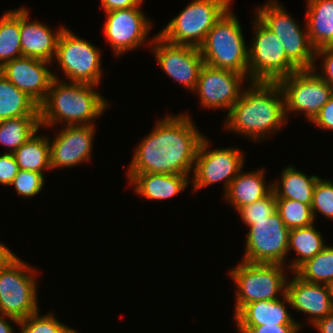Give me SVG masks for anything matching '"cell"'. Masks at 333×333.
I'll return each mask as SVG.
<instances>
[{"instance_id": "obj_1", "label": "cell", "mask_w": 333, "mask_h": 333, "mask_svg": "<svg viewBox=\"0 0 333 333\" xmlns=\"http://www.w3.org/2000/svg\"><path fill=\"white\" fill-rule=\"evenodd\" d=\"M195 127L187 114L167 115L157 120L154 129L136 146L127 174L190 176L204 137Z\"/></svg>"}, {"instance_id": "obj_2", "label": "cell", "mask_w": 333, "mask_h": 333, "mask_svg": "<svg viewBox=\"0 0 333 333\" xmlns=\"http://www.w3.org/2000/svg\"><path fill=\"white\" fill-rule=\"evenodd\" d=\"M227 112L226 128L253 141L276 134L287 123L284 96L277 82H250Z\"/></svg>"}, {"instance_id": "obj_3", "label": "cell", "mask_w": 333, "mask_h": 333, "mask_svg": "<svg viewBox=\"0 0 333 333\" xmlns=\"http://www.w3.org/2000/svg\"><path fill=\"white\" fill-rule=\"evenodd\" d=\"M53 77L47 96L39 105L40 126L53 127L64 122L66 126L95 125L93 120L104 113L109 103L96 91L97 86L61 82L55 73Z\"/></svg>"}, {"instance_id": "obj_4", "label": "cell", "mask_w": 333, "mask_h": 333, "mask_svg": "<svg viewBox=\"0 0 333 333\" xmlns=\"http://www.w3.org/2000/svg\"><path fill=\"white\" fill-rule=\"evenodd\" d=\"M204 64L244 74L249 79L248 50L239 20L229 8L199 47Z\"/></svg>"}, {"instance_id": "obj_5", "label": "cell", "mask_w": 333, "mask_h": 333, "mask_svg": "<svg viewBox=\"0 0 333 333\" xmlns=\"http://www.w3.org/2000/svg\"><path fill=\"white\" fill-rule=\"evenodd\" d=\"M232 0H193L158 33L177 45L199 48L210 29L231 7Z\"/></svg>"}, {"instance_id": "obj_6", "label": "cell", "mask_w": 333, "mask_h": 333, "mask_svg": "<svg viewBox=\"0 0 333 333\" xmlns=\"http://www.w3.org/2000/svg\"><path fill=\"white\" fill-rule=\"evenodd\" d=\"M285 266L281 264L249 263L241 261L230 270L229 276L237 286L236 315L246 304L279 299L286 293Z\"/></svg>"}, {"instance_id": "obj_7", "label": "cell", "mask_w": 333, "mask_h": 333, "mask_svg": "<svg viewBox=\"0 0 333 333\" xmlns=\"http://www.w3.org/2000/svg\"><path fill=\"white\" fill-rule=\"evenodd\" d=\"M34 271L16 255L0 268V314L20 321L39 311Z\"/></svg>"}, {"instance_id": "obj_8", "label": "cell", "mask_w": 333, "mask_h": 333, "mask_svg": "<svg viewBox=\"0 0 333 333\" xmlns=\"http://www.w3.org/2000/svg\"><path fill=\"white\" fill-rule=\"evenodd\" d=\"M257 17L281 41L287 58L299 69H313L315 66V49L309 34L300 28L290 17L285 8L276 0H271L256 9Z\"/></svg>"}, {"instance_id": "obj_9", "label": "cell", "mask_w": 333, "mask_h": 333, "mask_svg": "<svg viewBox=\"0 0 333 333\" xmlns=\"http://www.w3.org/2000/svg\"><path fill=\"white\" fill-rule=\"evenodd\" d=\"M253 42L248 50L250 82H278L299 69L287 58L277 36L257 17Z\"/></svg>"}, {"instance_id": "obj_10", "label": "cell", "mask_w": 333, "mask_h": 333, "mask_svg": "<svg viewBox=\"0 0 333 333\" xmlns=\"http://www.w3.org/2000/svg\"><path fill=\"white\" fill-rule=\"evenodd\" d=\"M55 58L70 82L96 86L101 82L100 50L65 27L58 37Z\"/></svg>"}, {"instance_id": "obj_11", "label": "cell", "mask_w": 333, "mask_h": 333, "mask_svg": "<svg viewBox=\"0 0 333 333\" xmlns=\"http://www.w3.org/2000/svg\"><path fill=\"white\" fill-rule=\"evenodd\" d=\"M313 69H301L280 79L279 84L288 112H304L311 122L333 95L332 87Z\"/></svg>"}, {"instance_id": "obj_12", "label": "cell", "mask_w": 333, "mask_h": 333, "mask_svg": "<svg viewBox=\"0 0 333 333\" xmlns=\"http://www.w3.org/2000/svg\"><path fill=\"white\" fill-rule=\"evenodd\" d=\"M246 237L242 261L249 263L285 264L290 230L275 211L262 220H253Z\"/></svg>"}, {"instance_id": "obj_13", "label": "cell", "mask_w": 333, "mask_h": 333, "mask_svg": "<svg viewBox=\"0 0 333 333\" xmlns=\"http://www.w3.org/2000/svg\"><path fill=\"white\" fill-rule=\"evenodd\" d=\"M209 140L203 137L193 168V188L199 190L217 182H224V192L244 165V155L237 148L209 150Z\"/></svg>"}, {"instance_id": "obj_14", "label": "cell", "mask_w": 333, "mask_h": 333, "mask_svg": "<svg viewBox=\"0 0 333 333\" xmlns=\"http://www.w3.org/2000/svg\"><path fill=\"white\" fill-rule=\"evenodd\" d=\"M151 40L152 51L161 69L174 81L194 92L204 65L199 48L169 43L158 34Z\"/></svg>"}, {"instance_id": "obj_15", "label": "cell", "mask_w": 333, "mask_h": 333, "mask_svg": "<svg viewBox=\"0 0 333 333\" xmlns=\"http://www.w3.org/2000/svg\"><path fill=\"white\" fill-rule=\"evenodd\" d=\"M105 13L104 35L116 56L144 45L152 25L140 6Z\"/></svg>"}, {"instance_id": "obj_16", "label": "cell", "mask_w": 333, "mask_h": 333, "mask_svg": "<svg viewBox=\"0 0 333 333\" xmlns=\"http://www.w3.org/2000/svg\"><path fill=\"white\" fill-rule=\"evenodd\" d=\"M246 78L244 74L204 64L194 93L199 95L201 106L211 109L224 108L229 112L243 92V82H249Z\"/></svg>"}, {"instance_id": "obj_17", "label": "cell", "mask_w": 333, "mask_h": 333, "mask_svg": "<svg viewBox=\"0 0 333 333\" xmlns=\"http://www.w3.org/2000/svg\"><path fill=\"white\" fill-rule=\"evenodd\" d=\"M48 64L50 62L45 60L22 56L6 62L0 72L16 88L40 105L54 79L53 72L47 68Z\"/></svg>"}, {"instance_id": "obj_18", "label": "cell", "mask_w": 333, "mask_h": 333, "mask_svg": "<svg viewBox=\"0 0 333 333\" xmlns=\"http://www.w3.org/2000/svg\"><path fill=\"white\" fill-rule=\"evenodd\" d=\"M64 127L49 143L51 169L69 168L91 159L95 125Z\"/></svg>"}, {"instance_id": "obj_19", "label": "cell", "mask_w": 333, "mask_h": 333, "mask_svg": "<svg viewBox=\"0 0 333 333\" xmlns=\"http://www.w3.org/2000/svg\"><path fill=\"white\" fill-rule=\"evenodd\" d=\"M286 284V296L290 307L311 316L310 323L316 324L333 311L326 284L310 283L302 280L296 274Z\"/></svg>"}, {"instance_id": "obj_20", "label": "cell", "mask_w": 333, "mask_h": 333, "mask_svg": "<svg viewBox=\"0 0 333 333\" xmlns=\"http://www.w3.org/2000/svg\"><path fill=\"white\" fill-rule=\"evenodd\" d=\"M28 9L20 7V39L22 56L52 62L56 54L58 37L64 27L57 32L39 22H30Z\"/></svg>"}, {"instance_id": "obj_21", "label": "cell", "mask_w": 333, "mask_h": 333, "mask_svg": "<svg viewBox=\"0 0 333 333\" xmlns=\"http://www.w3.org/2000/svg\"><path fill=\"white\" fill-rule=\"evenodd\" d=\"M290 305L286 294L271 301H256L246 304L234 315L237 327H257L262 325H302L295 321L287 310Z\"/></svg>"}, {"instance_id": "obj_22", "label": "cell", "mask_w": 333, "mask_h": 333, "mask_svg": "<svg viewBox=\"0 0 333 333\" xmlns=\"http://www.w3.org/2000/svg\"><path fill=\"white\" fill-rule=\"evenodd\" d=\"M137 195L150 200H165L179 194L189 185V176L177 174H127Z\"/></svg>"}, {"instance_id": "obj_23", "label": "cell", "mask_w": 333, "mask_h": 333, "mask_svg": "<svg viewBox=\"0 0 333 333\" xmlns=\"http://www.w3.org/2000/svg\"><path fill=\"white\" fill-rule=\"evenodd\" d=\"M264 169L242 172L231 181L224 198L238 211L241 207L250 205L266 197L272 191V184L265 185Z\"/></svg>"}, {"instance_id": "obj_24", "label": "cell", "mask_w": 333, "mask_h": 333, "mask_svg": "<svg viewBox=\"0 0 333 333\" xmlns=\"http://www.w3.org/2000/svg\"><path fill=\"white\" fill-rule=\"evenodd\" d=\"M306 27L315 50L333 47V0H307Z\"/></svg>"}, {"instance_id": "obj_25", "label": "cell", "mask_w": 333, "mask_h": 333, "mask_svg": "<svg viewBox=\"0 0 333 333\" xmlns=\"http://www.w3.org/2000/svg\"><path fill=\"white\" fill-rule=\"evenodd\" d=\"M280 178V184L279 181L271 183L276 199H292L307 205L312 204L314 187L320 177H308L295 167L288 166L281 172Z\"/></svg>"}, {"instance_id": "obj_26", "label": "cell", "mask_w": 333, "mask_h": 333, "mask_svg": "<svg viewBox=\"0 0 333 333\" xmlns=\"http://www.w3.org/2000/svg\"><path fill=\"white\" fill-rule=\"evenodd\" d=\"M20 116H39V105L0 72V121Z\"/></svg>"}, {"instance_id": "obj_27", "label": "cell", "mask_w": 333, "mask_h": 333, "mask_svg": "<svg viewBox=\"0 0 333 333\" xmlns=\"http://www.w3.org/2000/svg\"><path fill=\"white\" fill-rule=\"evenodd\" d=\"M50 140L36 133L18 148L15 156L19 170L42 173L51 169Z\"/></svg>"}, {"instance_id": "obj_28", "label": "cell", "mask_w": 333, "mask_h": 333, "mask_svg": "<svg viewBox=\"0 0 333 333\" xmlns=\"http://www.w3.org/2000/svg\"><path fill=\"white\" fill-rule=\"evenodd\" d=\"M314 223L305 227L295 228L289 232L288 252L294 250L298 258L291 261L287 268L294 272L306 260L313 258L327 245L323 240L321 232L314 228Z\"/></svg>"}, {"instance_id": "obj_29", "label": "cell", "mask_w": 333, "mask_h": 333, "mask_svg": "<svg viewBox=\"0 0 333 333\" xmlns=\"http://www.w3.org/2000/svg\"><path fill=\"white\" fill-rule=\"evenodd\" d=\"M39 116H20L0 121V144L13 154L40 128Z\"/></svg>"}, {"instance_id": "obj_30", "label": "cell", "mask_w": 333, "mask_h": 333, "mask_svg": "<svg viewBox=\"0 0 333 333\" xmlns=\"http://www.w3.org/2000/svg\"><path fill=\"white\" fill-rule=\"evenodd\" d=\"M19 57H22L20 8L7 11L0 18V68Z\"/></svg>"}, {"instance_id": "obj_31", "label": "cell", "mask_w": 333, "mask_h": 333, "mask_svg": "<svg viewBox=\"0 0 333 333\" xmlns=\"http://www.w3.org/2000/svg\"><path fill=\"white\" fill-rule=\"evenodd\" d=\"M294 273L304 281L327 284L333 279V246H326L301 264Z\"/></svg>"}, {"instance_id": "obj_32", "label": "cell", "mask_w": 333, "mask_h": 333, "mask_svg": "<svg viewBox=\"0 0 333 333\" xmlns=\"http://www.w3.org/2000/svg\"><path fill=\"white\" fill-rule=\"evenodd\" d=\"M276 211L289 229L311 225L315 222L311 205L292 199H276Z\"/></svg>"}, {"instance_id": "obj_33", "label": "cell", "mask_w": 333, "mask_h": 333, "mask_svg": "<svg viewBox=\"0 0 333 333\" xmlns=\"http://www.w3.org/2000/svg\"><path fill=\"white\" fill-rule=\"evenodd\" d=\"M311 209L314 220L316 213L333 220V182L319 178L313 191Z\"/></svg>"}, {"instance_id": "obj_34", "label": "cell", "mask_w": 333, "mask_h": 333, "mask_svg": "<svg viewBox=\"0 0 333 333\" xmlns=\"http://www.w3.org/2000/svg\"><path fill=\"white\" fill-rule=\"evenodd\" d=\"M18 325L20 333H60L66 327L53 313L39 315V312L20 320Z\"/></svg>"}, {"instance_id": "obj_35", "label": "cell", "mask_w": 333, "mask_h": 333, "mask_svg": "<svg viewBox=\"0 0 333 333\" xmlns=\"http://www.w3.org/2000/svg\"><path fill=\"white\" fill-rule=\"evenodd\" d=\"M276 211V197L271 191L266 197L250 205L241 207L237 212L248 227L253 225V220H262Z\"/></svg>"}, {"instance_id": "obj_36", "label": "cell", "mask_w": 333, "mask_h": 333, "mask_svg": "<svg viewBox=\"0 0 333 333\" xmlns=\"http://www.w3.org/2000/svg\"><path fill=\"white\" fill-rule=\"evenodd\" d=\"M44 174L34 171L19 170L10 185L15 187L17 194L23 197H33L44 187Z\"/></svg>"}, {"instance_id": "obj_37", "label": "cell", "mask_w": 333, "mask_h": 333, "mask_svg": "<svg viewBox=\"0 0 333 333\" xmlns=\"http://www.w3.org/2000/svg\"><path fill=\"white\" fill-rule=\"evenodd\" d=\"M19 171L15 156L11 153L0 155V183L10 185Z\"/></svg>"}, {"instance_id": "obj_38", "label": "cell", "mask_w": 333, "mask_h": 333, "mask_svg": "<svg viewBox=\"0 0 333 333\" xmlns=\"http://www.w3.org/2000/svg\"><path fill=\"white\" fill-rule=\"evenodd\" d=\"M323 56V66L321 74L316 72L323 80H325L333 89V47H323L315 51V57Z\"/></svg>"}, {"instance_id": "obj_39", "label": "cell", "mask_w": 333, "mask_h": 333, "mask_svg": "<svg viewBox=\"0 0 333 333\" xmlns=\"http://www.w3.org/2000/svg\"><path fill=\"white\" fill-rule=\"evenodd\" d=\"M299 325H262L257 327H237L239 333H297Z\"/></svg>"}, {"instance_id": "obj_40", "label": "cell", "mask_w": 333, "mask_h": 333, "mask_svg": "<svg viewBox=\"0 0 333 333\" xmlns=\"http://www.w3.org/2000/svg\"><path fill=\"white\" fill-rule=\"evenodd\" d=\"M311 122L320 129L333 130V95Z\"/></svg>"}, {"instance_id": "obj_41", "label": "cell", "mask_w": 333, "mask_h": 333, "mask_svg": "<svg viewBox=\"0 0 333 333\" xmlns=\"http://www.w3.org/2000/svg\"><path fill=\"white\" fill-rule=\"evenodd\" d=\"M142 3L143 0H101L104 12L139 7Z\"/></svg>"}, {"instance_id": "obj_42", "label": "cell", "mask_w": 333, "mask_h": 333, "mask_svg": "<svg viewBox=\"0 0 333 333\" xmlns=\"http://www.w3.org/2000/svg\"><path fill=\"white\" fill-rule=\"evenodd\" d=\"M320 333H333V311L314 324Z\"/></svg>"}, {"instance_id": "obj_43", "label": "cell", "mask_w": 333, "mask_h": 333, "mask_svg": "<svg viewBox=\"0 0 333 333\" xmlns=\"http://www.w3.org/2000/svg\"><path fill=\"white\" fill-rule=\"evenodd\" d=\"M7 318L11 319L16 325L19 323L15 318L0 314V333H14L13 327L10 324L11 322H8Z\"/></svg>"}, {"instance_id": "obj_44", "label": "cell", "mask_w": 333, "mask_h": 333, "mask_svg": "<svg viewBox=\"0 0 333 333\" xmlns=\"http://www.w3.org/2000/svg\"><path fill=\"white\" fill-rule=\"evenodd\" d=\"M14 255L15 253H13L11 249H9L4 244L0 243V268Z\"/></svg>"}, {"instance_id": "obj_45", "label": "cell", "mask_w": 333, "mask_h": 333, "mask_svg": "<svg viewBox=\"0 0 333 333\" xmlns=\"http://www.w3.org/2000/svg\"><path fill=\"white\" fill-rule=\"evenodd\" d=\"M327 288H328V292H329V296L331 299V302L333 304V279L330 280L327 284H326Z\"/></svg>"}, {"instance_id": "obj_46", "label": "cell", "mask_w": 333, "mask_h": 333, "mask_svg": "<svg viewBox=\"0 0 333 333\" xmlns=\"http://www.w3.org/2000/svg\"><path fill=\"white\" fill-rule=\"evenodd\" d=\"M60 333H78V332L73 328L66 326Z\"/></svg>"}]
</instances>
